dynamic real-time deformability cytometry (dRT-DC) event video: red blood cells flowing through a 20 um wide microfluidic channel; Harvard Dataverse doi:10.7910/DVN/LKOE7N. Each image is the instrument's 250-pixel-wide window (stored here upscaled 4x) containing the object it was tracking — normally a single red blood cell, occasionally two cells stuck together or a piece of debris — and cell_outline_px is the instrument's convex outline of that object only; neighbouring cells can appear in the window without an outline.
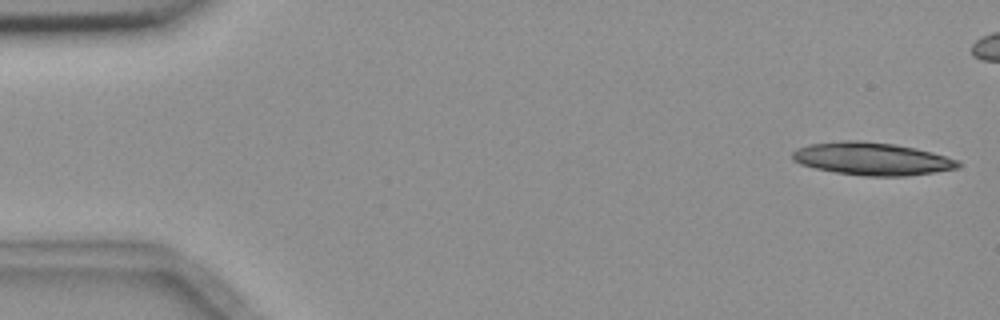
{"species": "common noctule bat (a hibernating species)", "species_latin": "Nyctalus noctula", "temperature_condition": "room temperature", "stored_images_in_passage": 5, "camera_frame_rate_fps": 3000, "um_per_image_px": 0.085, "animal": {"sex": "female", "body_mass_g": 18.4}, "frame": {"image": 1, "passage_image": 1, "time_ms": 0.0, "image_size_px": [1000, 320], "cell_outline_px": [[960, 168], [904, 176], [864, 176], [836, 172], [816, 168], [800, 164], [792, 160], [792, 152], [796, 148], [808, 144], [840, 140], [860, 140], [896, 144], [916, 148], [932, 152], [956, 160], [960, 164]], "centroid_in_image_um": [74.07, 13.48], "position_along_channel_um": 10.9, "area_um2": 31.62}}